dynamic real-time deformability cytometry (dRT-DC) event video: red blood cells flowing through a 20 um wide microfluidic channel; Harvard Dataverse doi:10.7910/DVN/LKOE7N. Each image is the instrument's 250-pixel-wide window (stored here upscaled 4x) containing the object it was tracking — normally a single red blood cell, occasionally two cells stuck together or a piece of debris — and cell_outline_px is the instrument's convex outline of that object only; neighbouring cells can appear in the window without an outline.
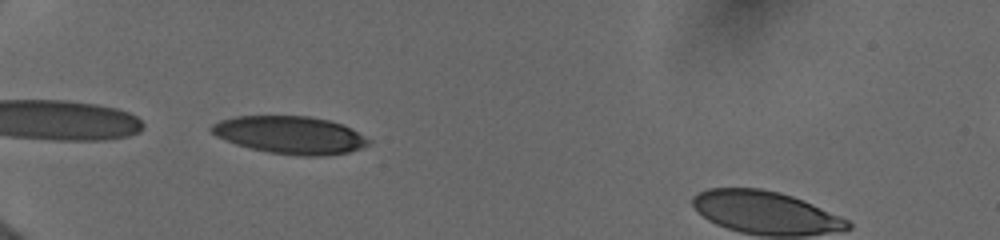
{"species": "human", "species_latin": "Homo sapiens", "temperature_condition": "cold", "stored_images_in_passage": 32, "camera_frame_rate_fps": 3000, "um_per_image_px": 0.085, "donor": {"sex": "female"}, "frame": {"image": 1, "passage_image": 2, "time_ms": 0.333, "image_size_px": [1000, 240], "cell_outline_px": [[372, 140], [368, 144], [360, 148], [348, 152], [320, 156], [300, 156], [268, 152], [236, 144], [216, 136], [208, 128], [212, 124], [220, 120], [236, 116], [312, 116], [344, 124]], "centroid_in_image_um": [24.67, 11.46], "position_along_channel_um": 60.3, "area_um2": 34.45}}
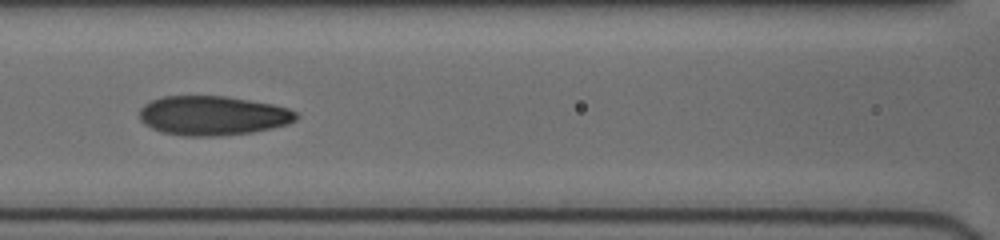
{"frame": {"image": 2, "passage_image": 22, "time_ms": 3.0, "image_size_px": [1000, 240], "cell_outline_px": [[300, 116], [296, 120], [288, 124], [272, 128], [252, 132], [220, 136], [184, 136], [160, 132], [144, 124], [140, 120], [140, 108], [144, 104], [152, 100], [164, 96], [224, 96], [272, 104], [288, 108], [296, 112]], "centroid_in_image_um": [18.08, 9.83], "position_along_channel_um": 148.5, "area_um2": 36.07}}
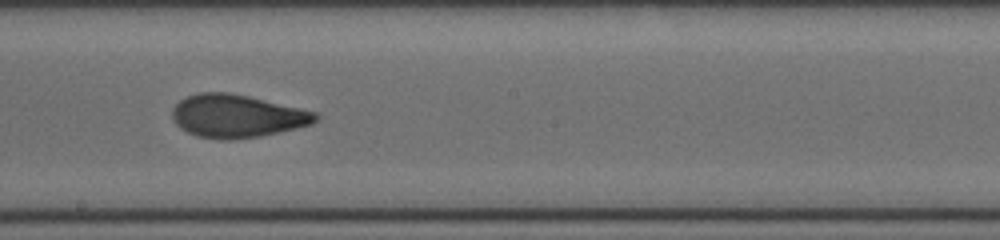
{"frame": {"image": 3, "passage_image": 28, "time_ms": 5.0, "image_size_px": [1000, 240], "cell_outline_px": [[320, 116], [312, 124], [296, 128], [260, 136], [232, 140], [220, 140], [196, 136], [180, 128], [172, 120], [172, 108], [180, 100], [188, 96], [200, 92], [228, 92], [248, 96], [316, 112]], "centroid_in_image_um": [20.11, 9.87], "position_along_channel_um": 228.1, "area_um2": 35.84}}